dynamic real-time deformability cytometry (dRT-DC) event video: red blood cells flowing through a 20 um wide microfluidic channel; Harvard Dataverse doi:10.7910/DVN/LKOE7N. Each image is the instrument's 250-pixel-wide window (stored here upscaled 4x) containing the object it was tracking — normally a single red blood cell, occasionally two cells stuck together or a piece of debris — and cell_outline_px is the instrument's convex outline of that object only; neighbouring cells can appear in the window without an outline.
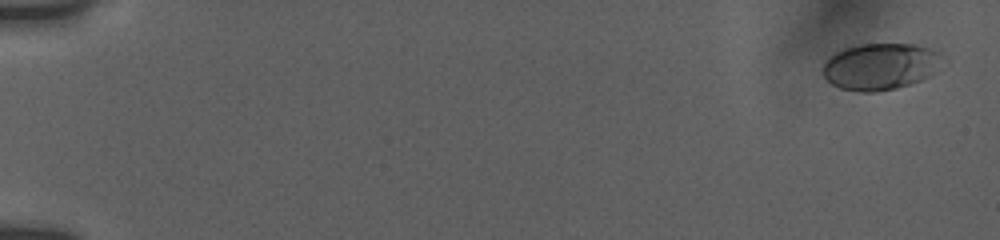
{"species": "human", "species_latin": "Homo sapiens", "temperature_condition": "room temperature", "stored_images_in_passage": 23, "camera_frame_rate_fps": 3000, "um_per_image_px": 0.085, "donor": {"sex": "female"}, "frame": {"image": 1, "passage_image": 1, "time_ms": 0.0, "image_size_px": [1000, 240], "cell_outline_px": [[940, 56], [932, 72], [928, 76], [920, 80], [896, 88], [876, 92], [860, 92], [840, 88], [832, 84], [824, 76], [824, 60], [836, 52], [844, 48], [860, 44], [912, 44], [928, 48], [940, 52]], "centroid_in_image_um": [74.75, 5.65], "position_along_channel_um": 10.3, "area_um2": 31.91}}
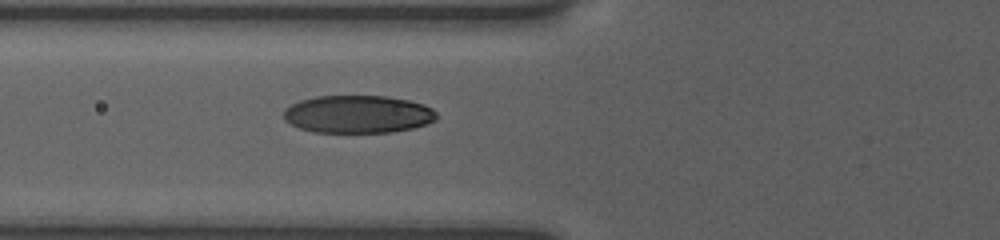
{"frame": {"image": 2, "passage_image": 14, "time_ms": 7.0, "image_size_px": [1000, 240], "cell_outline_px": [[436, 120], [428, 124], [412, 128], [392, 132], [312, 132], [300, 128], [284, 120], [284, 108], [300, 100], [316, 96], [384, 96], [408, 100], [424, 104], [432, 108], [436, 112]], "centroid_in_image_um": [30.43, 9.71], "position_along_channel_um": 95.4, "area_um2": 33.7}}
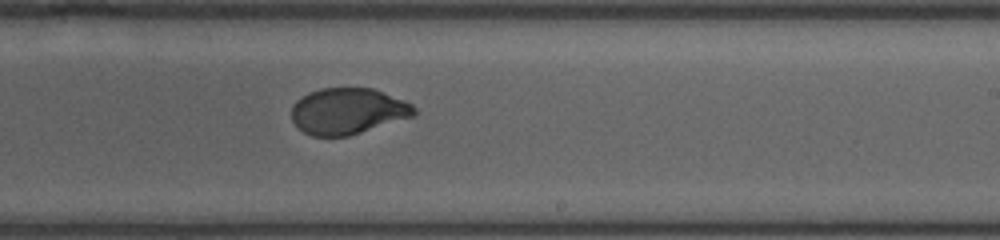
{"frame": {"image": 3, "passage_image": 23, "time_ms": 11.333, "image_size_px": [1000, 240], "cell_outline_px": [[416, 116], [348, 136], [312, 136], [304, 132], [292, 120], [292, 104], [296, 100], [308, 92], [320, 88], [372, 88], [384, 92], [404, 100], [412, 104], [416, 108]], "centroid_in_image_um": [29.58, 9.44], "position_along_channel_um": 259.4, "area_um2": 33.18}}